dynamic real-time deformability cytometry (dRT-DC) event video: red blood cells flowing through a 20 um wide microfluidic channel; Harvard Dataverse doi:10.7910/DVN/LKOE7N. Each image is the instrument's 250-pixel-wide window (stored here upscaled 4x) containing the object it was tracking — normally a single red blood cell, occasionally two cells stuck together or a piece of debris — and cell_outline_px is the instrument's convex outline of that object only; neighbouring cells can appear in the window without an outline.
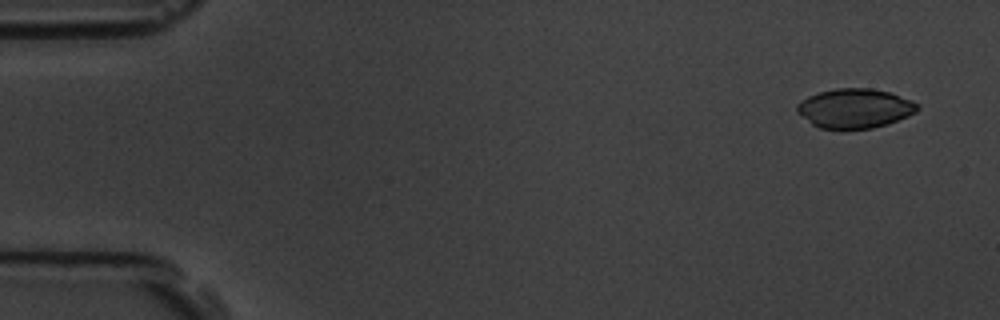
{"species": "common noctule bat (a hibernating species)", "species_latin": "Nyctalus noctula", "temperature_condition": "room temperature", "stored_images_in_passage": 8, "camera_frame_rate_fps": 3000, "um_per_image_px": 0.085, "animal": {"sex": "male", "body_mass_g": 19.5, "forearm_length_mm": 54.6}, "frame": {"image": 1, "passage_image": 1, "time_ms": 0.0, "image_size_px": [1000, 320], "cell_outline_px": [[920, 108], [916, 112], [908, 116], [888, 124], [872, 128], [840, 132], [820, 128], [812, 124], [796, 112], [796, 104], [808, 96], [820, 92], [836, 88], [872, 88], [888, 92], [912, 100], [920, 104]], "centroid_in_image_um": [72.65, 9.25], "position_along_channel_um": 12.4, "area_um2": 28.38}}